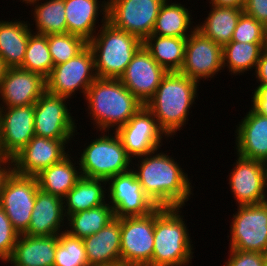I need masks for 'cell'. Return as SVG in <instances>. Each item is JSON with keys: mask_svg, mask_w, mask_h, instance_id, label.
<instances>
[{"mask_svg": "<svg viewBox=\"0 0 267 266\" xmlns=\"http://www.w3.org/2000/svg\"><path fill=\"white\" fill-rule=\"evenodd\" d=\"M158 150L137 157L138 163L132 164V170L144 193L157 207L183 208L193 196L191 178L178 164L180 162L175 161L176 158Z\"/></svg>", "mask_w": 267, "mask_h": 266, "instance_id": "6da1fadb", "label": "cell"}, {"mask_svg": "<svg viewBox=\"0 0 267 266\" xmlns=\"http://www.w3.org/2000/svg\"><path fill=\"white\" fill-rule=\"evenodd\" d=\"M83 98L97 133L115 132L144 106L119 79L97 77Z\"/></svg>", "mask_w": 267, "mask_h": 266, "instance_id": "7a4b0ae2", "label": "cell"}, {"mask_svg": "<svg viewBox=\"0 0 267 266\" xmlns=\"http://www.w3.org/2000/svg\"><path fill=\"white\" fill-rule=\"evenodd\" d=\"M199 85L179 72H167L153 97L145 104L169 138L189 121V109L198 98Z\"/></svg>", "mask_w": 267, "mask_h": 266, "instance_id": "3957f363", "label": "cell"}, {"mask_svg": "<svg viewBox=\"0 0 267 266\" xmlns=\"http://www.w3.org/2000/svg\"><path fill=\"white\" fill-rule=\"evenodd\" d=\"M180 209H155L152 266H187L192 263L194 246Z\"/></svg>", "mask_w": 267, "mask_h": 266, "instance_id": "277c9868", "label": "cell"}, {"mask_svg": "<svg viewBox=\"0 0 267 266\" xmlns=\"http://www.w3.org/2000/svg\"><path fill=\"white\" fill-rule=\"evenodd\" d=\"M101 19V28L88 42L94 54L95 72L99 78L119 79L143 41L114 27L107 17Z\"/></svg>", "mask_w": 267, "mask_h": 266, "instance_id": "5b68a950", "label": "cell"}, {"mask_svg": "<svg viewBox=\"0 0 267 266\" xmlns=\"http://www.w3.org/2000/svg\"><path fill=\"white\" fill-rule=\"evenodd\" d=\"M101 134L98 137L96 134L83 152L80 151L78 162L82 177L107 181L132 169L133 160L115 132L109 134V131H102Z\"/></svg>", "mask_w": 267, "mask_h": 266, "instance_id": "8992f818", "label": "cell"}, {"mask_svg": "<svg viewBox=\"0 0 267 266\" xmlns=\"http://www.w3.org/2000/svg\"><path fill=\"white\" fill-rule=\"evenodd\" d=\"M230 223L229 249L267 254V203L238 205Z\"/></svg>", "mask_w": 267, "mask_h": 266, "instance_id": "52a82bcc", "label": "cell"}, {"mask_svg": "<svg viewBox=\"0 0 267 266\" xmlns=\"http://www.w3.org/2000/svg\"><path fill=\"white\" fill-rule=\"evenodd\" d=\"M94 54L87 46L74 58L55 65L46 79V90L54 95L71 99L77 91L85 97L88 88L96 80Z\"/></svg>", "mask_w": 267, "mask_h": 266, "instance_id": "ba28073f", "label": "cell"}, {"mask_svg": "<svg viewBox=\"0 0 267 266\" xmlns=\"http://www.w3.org/2000/svg\"><path fill=\"white\" fill-rule=\"evenodd\" d=\"M155 210L145 216L121 218V265L152 266Z\"/></svg>", "mask_w": 267, "mask_h": 266, "instance_id": "9c48e42d", "label": "cell"}, {"mask_svg": "<svg viewBox=\"0 0 267 266\" xmlns=\"http://www.w3.org/2000/svg\"><path fill=\"white\" fill-rule=\"evenodd\" d=\"M38 190L36 177L20 175L14 171L4 183L0 195V207L19 235L28 230Z\"/></svg>", "mask_w": 267, "mask_h": 266, "instance_id": "30bf717a", "label": "cell"}, {"mask_svg": "<svg viewBox=\"0 0 267 266\" xmlns=\"http://www.w3.org/2000/svg\"><path fill=\"white\" fill-rule=\"evenodd\" d=\"M107 1V21L144 41L152 34L159 9L165 0Z\"/></svg>", "mask_w": 267, "mask_h": 266, "instance_id": "8fae6325", "label": "cell"}, {"mask_svg": "<svg viewBox=\"0 0 267 266\" xmlns=\"http://www.w3.org/2000/svg\"><path fill=\"white\" fill-rule=\"evenodd\" d=\"M68 97L49 93L47 90L34 104L35 135L48 139H74L77 133L75 117L68 109ZM76 133V134H75Z\"/></svg>", "mask_w": 267, "mask_h": 266, "instance_id": "7c38bea8", "label": "cell"}, {"mask_svg": "<svg viewBox=\"0 0 267 266\" xmlns=\"http://www.w3.org/2000/svg\"><path fill=\"white\" fill-rule=\"evenodd\" d=\"M107 200L113 208L115 218L145 216L153 212L157 206L144 193L135 172L115 175L107 180Z\"/></svg>", "mask_w": 267, "mask_h": 266, "instance_id": "4fadbf2b", "label": "cell"}, {"mask_svg": "<svg viewBox=\"0 0 267 266\" xmlns=\"http://www.w3.org/2000/svg\"><path fill=\"white\" fill-rule=\"evenodd\" d=\"M115 133L120 138L127 154L135 161L137 157L161 149L163 137L169 139L145 105Z\"/></svg>", "mask_w": 267, "mask_h": 266, "instance_id": "5bb4252c", "label": "cell"}, {"mask_svg": "<svg viewBox=\"0 0 267 266\" xmlns=\"http://www.w3.org/2000/svg\"><path fill=\"white\" fill-rule=\"evenodd\" d=\"M221 70L222 47L196 29L187 37L184 62L179 73L201 83L203 79L211 80Z\"/></svg>", "mask_w": 267, "mask_h": 266, "instance_id": "9a60e30c", "label": "cell"}, {"mask_svg": "<svg viewBox=\"0 0 267 266\" xmlns=\"http://www.w3.org/2000/svg\"><path fill=\"white\" fill-rule=\"evenodd\" d=\"M34 104L0 107V157L12 159L35 136Z\"/></svg>", "mask_w": 267, "mask_h": 266, "instance_id": "2e32d148", "label": "cell"}, {"mask_svg": "<svg viewBox=\"0 0 267 266\" xmlns=\"http://www.w3.org/2000/svg\"><path fill=\"white\" fill-rule=\"evenodd\" d=\"M71 140L74 139H48L35 135L12 158L13 171L24 176H37L42 170L60 162L71 153L68 149Z\"/></svg>", "mask_w": 267, "mask_h": 266, "instance_id": "e0dca14e", "label": "cell"}, {"mask_svg": "<svg viewBox=\"0 0 267 266\" xmlns=\"http://www.w3.org/2000/svg\"><path fill=\"white\" fill-rule=\"evenodd\" d=\"M234 168L229 173L230 190L236 206L261 204L267 198L265 170L262 161L247 159L237 154Z\"/></svg>", "mask_w": 267, "mask_h": 266, "instance_id": "ac0fdd59", "label": "cell"}, {"mask_svg": "<svg viewBox=\"0 0 267 266\" xmlns=\"http://www.w3.org/2000/svg\"><path fill=\"white\" fill-rule=\"evenodd\" d=\"M166 74L167 71L142 46L119 80L145 105L153 97Z\"/></svg>", "mask_w": 267, "mask_h": 266, "instance_id": "d6986e66", "label": "cell"}, {"mask_svg": "<svg viewBox=\"0 0 267 266\" xmlns=\"http://www.w3.org/2000/svg\"><path fill=\"white\" fill-rule=\"evenodd\" d=\"M45 91L46 79L41 75L20 67L8 68L0 85V107L33 105Z\"/></svg>", "mask_w": 267, "mask_h": 266, "instance_id": "ffe728a7", "label": "cell"}, {"mask_svg": "<svg viewBox=\"0 0 267 266\" xmlns=\"http://www.w3.org/2000/svg\"><path fill=\"white\" fill-rule=\"evenodd\" d=\"M235 130L236 154L264 162L267 160V116L252 106Z\"/></svg>", "mask_w": 267, "mask_h": 266, "instance_id": "44dd1931", "label": "cell"}, {"mask_svg": "<svg viewBox=\"0 0 267 266\" xmlns=\"http://www.w3.org/2000/svg\"><path fill=\"white\" fill-rule=\"evenodd\" d=\"M66 219L63 199L39 189L31 213L30 225L24 234L29 236L59 235L66 228Z\"/></svg>", "mask_w": 267, "mask_h": 266, "instance_id": "7402d4cb", "label": "cell"}, {"mask_svg": "<svg viewBox=\"0 0 267 266\" xmlns=\"http://www.w3.org/2000/svg\"><path fill=\"white\" fill-rule=\"evenodd\" d=\"M121 218L83 238L89 266L121 265Z\"/></svg>", "mask_w": 267, "mask_h": 266, "instance_id": "603a6c76", "label": "cell"}, {"mask_svg": "<svg viewBox=\"0 0 267 266\" xmlns=\"http://www.w3.org/2000/svg\"><path fill=\"white\" fill-rule=\"evenodd\" d=\"M64 6L67 33L80 36L87 42L93 38L98 28L102 26L98 24V15L107 17L108 12V1L106 0H64Z\"/></svg>", "mask_w": 267, "mask_h": 266, "instance_id": "cb8c5ba5", "label": "cell"}, {"mask_svg": "<svg viewBox=\"0 0 267 266\" xmlns=\"http://www.w3.org/2000/svg\"><path fill=\"white\" fill-rule=\"evenodd\" d=\"M58 235L19 236L9 260L16 266H54Z\"/></svg>", "mask_w": 267, "mask_h": 266, "instance_id": "d4e9b609", "label": "cell"}, {"mask_svg": "<svg viewBox=\"0 0 267 266\" xmlns=\"http://www.w3.org/2000/svg\"><path fill=\"white\" fill-rule=\"evenodd\" d=\"M32 33L28 21L0 20V57L8 68L22 66L29 36Z\"/></svg>", "mask_w": 267, "mask_h": 266, "instance_id": "484cf974", "label": "cell"}, {"mask_svg": "<svg viewBox=\"0 0 267 266\" xmlns=\"http://www.w3.org/2000/svg\"><path fill=\"white\" fill-rule=\"evenodd\" d=\"M70 155L71 154H68L60 162L42 170L35 176L40 190L63 199L75 186L76 182L82 176L79 169L80 167L76 166V164L79 165L78 160L76 163L73 156Z\"/></svg>", "mask_w": 267, "mask_h": 266, "instance_id": "4316f807", "label": "cell"}, {"mask_svg": "<svg viewBox=\"0 0 267 266\" xmlns=\"http://www.w3.org/2000/svg\"><path fill=\"white\" fill-rule=\"evenodd\" d=\"M106 186V180L81 177L63 198L66 218L107 203Z\"/></svg>", "mask_w": 267, "mask_h": 266, "instance_id": "83f0119b", "label": "cell"}, {"mask_svg": "<svg viewBox=\"0 0 267 266\" xmlns=\"http://www.w3.org/2000/svg\"><path fill=\"white\" fill-rule=\"evenodd\" d=\"M165 0L161 5L152 34L159 36L187 38L196 30L193 15L185 5ZM177 2V3H176Z\"/></svg>", "mask_w": 267, "mask_h": 266, "instance_id": "f1b7e54d", "label": "cell"}, {"mask_svg": "<svg viewBox=\"0 0 267 266\" xmlns=\"http://www.w3.org/2000/svg\"><path fill=\"white\" fill-rule=\"evenodd\" d=\"M210 12L201 24H195L196 29L204 36L224 47L231 42L234 30L241 14L240 8L218 7L211 5Z\"/></svg>", "mask_w": 267, "mask_h": 266, "instance_id": "f546056e", "label": "cell"}, {"mask_svg": "<svg viewBox=\"0 0 267 266\" xmlns=\"http://www.w3.org/2000/svg\"><path fill=\"white\" fill-rule=\"evenodd\" d=\"M187 38L151 34L144 41V48L167 72H179L185 55Z\"/></svg>", "mask_w": 267, "mask_h": 266, "instance_id": "4dcf8cb0", "label": "cell"}, {"mask_svg": "<svg viewBox=\"0 0 267 266\" xmlns=\"http://www.w3.org/2000/svg\"><path fill=\"white\" fill-rule=\"evenodd\" d=\"M25 0L23 3L32 6L33 22L35 29L33 33L40 35L65 34L67 33L66 13L64 0ZM34 30H36L34 32Z\"/></svg>", "mask_w": 267, "mask_h": 266, "instance_id": "1f68e13d", "label": "cell"}, {"mask_svg": "<svg viewBox=\"0 0 267 266\" xmlns=\"http://www.w3.org/2000/svg\"><path fill=\"white\" fill-rule=\"evenodd\" d=\"M115 219L109 203L71 214L66 219V232L78 238H85L100 231Z\"/></svg>", "mask_w": 267, "mask_h": 266, "instance_id": "d6a6232c", "label": "cell"}, {"mask_svg": "<svg viewBox=\"0 0 267 266\" xmlns=\"http://www.w3.org/2000/svg\"><path fill=\"white\" fill-rule=\"evenodd\" d=\"M267 43H240L231 41L222 47L223 70H229L231 76H240L256 69L257 63Z\"/></svg>", "mask_w": 267, "mask_h": 266, "instance_id": "836d02e7", "label": "cell"}, {"mask_svg": "<svg viewBox=\"0 0 267 266\" xmlns=\"http://www.w3.org/2000/svg\"><path fill=\"white\" fill-rule=\"evenodd\" d=\"M53 67L47 35L32 33L29 36L25 57L20 68L37 73L47 79Z\"/></svg>", "mask_w": 267, "mask_h": 266, "instance_id": "e575fe53", "label": "cell"}, {"mask_svg": "<svg viewBox=\"0 0 267 266\" xmlns=\"http://www.w3.org/2000/svg\"><path fill=\"white\" fill-rule=\"evenodd\" d=\"M54 266H89L83 239L65 230L58 235Z\"/></svg>", "mask_w": 267, "mask_h": 266, "instance_id": "d590c367", "label": "cell"}, {"mask_svg": "<svg viewBox=\"0 0 267 266\" xmlns=\"http://www.w3.org/2000/svg\"><path fill=\"white\" fill-rule=\"evenodd\" d=\"M47 43L54 66L74 58L88 46L84 38L70 33L49 34Z\"/></svg>", "mask_w": 267, "mask_h": 266, "instance_id": "8d00e7d4", "label": "cell"}, {"mask_svg": "<svg viewBox=\"0 0 267 266\" xmlns=\"http://www.w3.org/2000/svg\"><path fill=\"white\" fill-rule=\"evenodd\" d=\"M231 41L240 43H267V28L253 16L243 12L238 20Z\"/></svg>", "mask_w": 267, "mask_h": 266, "instance_id": "74e56055", "label": "cell"}, {"mask_svg": "<svg viewBox=\"0 0 267 266\" xmlns=\"http://www.w3.org/2000/svg\"><path fill=\"white\" fill-rule=\"evenodd\" d=\"M18 232L14 229L11 221L4 210L0 207V260H7L11 257L16 241L19 238Z\"/></svg>", "mask_w": 267, "mask_h": 266, "instance_id": "f35d334b", "label": "cell"}, {"mask_svg": "<svg viewBox=\"0 0 267 266\" xmlns=\"http://www.w3.org/2000/svg\"><path fill=\"white\" fill-rule=\"evenodd\" d=\"M229 258L223 266H265L267 254L229 249Z\"/></svg>", "mask_w": 267, "mask_h": 266, "instance_id": "ab89813d", "label": "cell"}, {"mask_svg": "<svg viewBox=\"0 0 267 266\" xmlns=\"http://www.w3.org/2000/svg\"><path fill=\"white\" fill-rule=\"evenodd\" d=\"M243 11L267 28V0H247Z\"/></svg>", "mask_w": 267, "mask_h": 266, "instance_id": "60d3db41", "label": "cell"}, {"mask_svg": "<svg viewBox=\"0 0 267 266\" xmlns=\"http://www.w3.org/2000/svg\"><path fill=\"white\" fill-rule=\"evenodd\" d=\"M252 107L261 115L267 116V84L258 85L252 92Z\"/></svg>", "mask_w": 267, "mask_h": 266, "instance_id": "b9f144b4", "label": "cell"}, {"mask_svg": "<svg viewBox=\"0 0 267 266\" xmlns=\"http://www.w3.org/2000/svg\"><path fill=\"white\" fill-rule=\"evenodd\" d=\"M254 73L259 85L267 84V47L263 49Z\"/></svg>", "mask_w": 267, "mask_h": 266, "instance_id": "7bdbcfd3", "label": "cell"}, {"mask_svg": "<svg viewBox=\"0 0 267 266\" xmlns=\"http://www.w3.org/2000/svg\"><path fill=\"white\" fill-rule=\"evenodd\" d=\"M7 166V167H6ZM13 171V160L0 157V195L7 177Z\"/></svg>", "mask_w": 267, "mask_h": 266, "instance_id": "ee69618b", "label": "cell"}, {"mask_svg": "<svg viewBox=\"0 0 267 266\" xmlns=\"http://www.w3.org/2000/svg\"><path fill=\"white\" fill-rule=\"evenodd\" d=\"M247 0H209V6L244 9Z\"/></svg>", "mask_w": 267, "mask_h": 266, "instance_id": "f6af8a7d", "label": "cell"}, {"mask_svg": "<svg viewBox=\"0 0 267 266\" xmlns=\"http://www.w3.org/2000/svg\"><path fill=\"white\" fill-rule=\"evenodd\" d=\"M7 69L8 67L6 66L2 58L0 57V85L2 83L3 78L5 77Z\"/></svg>", "mask_w": 267, "mask_h": 266, "instance_id": "bcb514c9", "label": "cell"}, {"mask_svg": "<svg viewBox=\"0 0 267 266\" xmlns=\"http://www.w3.org/2000/svg\"><path fill=\"white\" fill-rule=\"evenodd\" d=\"M263 164H264V170H265V181H266V186H267V160H265Z\"/></svg>", "mask_w": 267, "mask_h": 266, "instance_id": "7dc6e473", "label": "cell"}, {"mask_svg": "<svg viewBox=\"0 0 267 266\" xmlns=\"http://www.w3.org/2000/svg\"><path fill=\"white\" fill-rule=\"evenodd\" d=\"M2 262H4L5 264L7 263H10L11 264V266H16V265H14L9 259H7V260H2Z\"/></svg>", "mask_w": 267, "mask_h": 266, "instance_id": "c3c4849f", "label": "cell"}]
</instances>
